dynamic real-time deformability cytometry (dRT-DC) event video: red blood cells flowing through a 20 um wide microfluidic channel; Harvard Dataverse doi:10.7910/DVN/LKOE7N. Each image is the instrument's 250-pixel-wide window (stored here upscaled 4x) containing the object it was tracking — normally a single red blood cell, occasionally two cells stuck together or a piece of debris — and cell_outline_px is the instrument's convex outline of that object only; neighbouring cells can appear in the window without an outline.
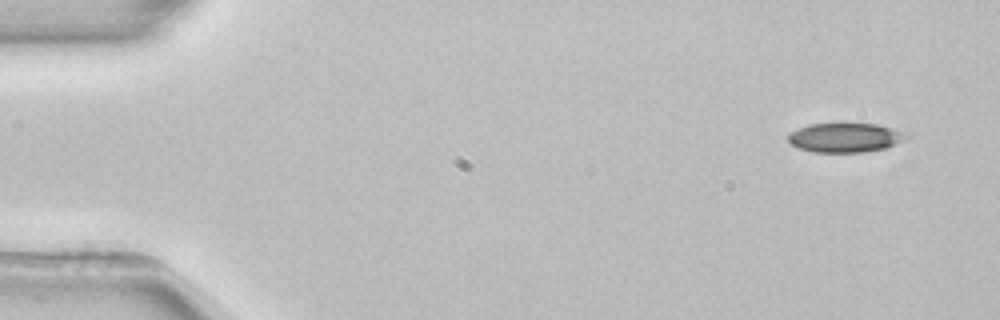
{"species": "common noctule bat (a hibernating species)", "species_latin": "Nyctalus noctula", "temperature_condition": "room temperature", "stored_images_in_passage": 4, "camera_frame_rate_fps": 3000, "um_per_image_px": 0.085, "animal": {"sex": "female", "body_mass_g": 22.7, "forearm_length_mm": 54.2}, "frame": {"image": 1, "passage_image": 1, "time_ms": 0.0, "image_size_px": [1000, 320], "cell_outline_px": [[908, 136], [904, 140], [888, 148], [864, 152], [812, 152], [796, 148], [788, 140], [788, 136], [792, 132], [808, 124], [876, 124], [892, 128], [904, 132]], "centroid_in_image_um": [71.85, 11.71], "position_along_channel_um": 13.2, "area_um2": 20.11}}
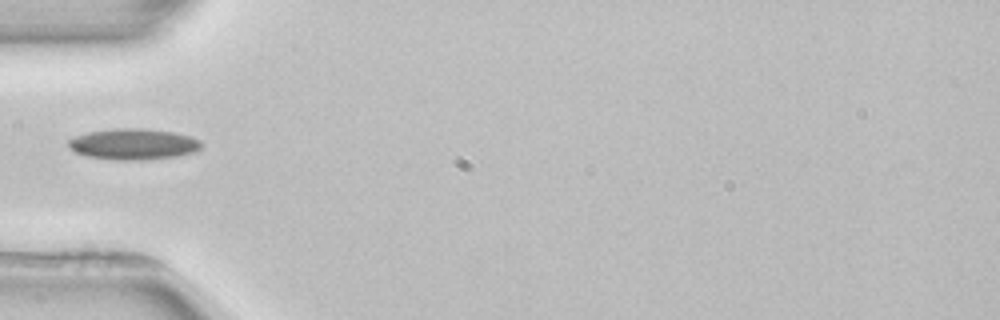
{"frame": {"image": 2, "passage_image": 4, "time_ms": 4.667, "image_size_px": [1000, 320], "cell_outline_px": [[204, 144], [200, 148], [192, 152], [176, 156], [144, 160], [116, 160], [88, 156], [76, 152], [68, 144], [68, 140], [76, 136], [88, 132], [116, 128], [144, 128], [172, 132], [192, 136], [200, 140]], "centroid_in_image_um": [11.37, 12.24], "position_along_channel_um": 73.6, "area_um2": 23.93}}